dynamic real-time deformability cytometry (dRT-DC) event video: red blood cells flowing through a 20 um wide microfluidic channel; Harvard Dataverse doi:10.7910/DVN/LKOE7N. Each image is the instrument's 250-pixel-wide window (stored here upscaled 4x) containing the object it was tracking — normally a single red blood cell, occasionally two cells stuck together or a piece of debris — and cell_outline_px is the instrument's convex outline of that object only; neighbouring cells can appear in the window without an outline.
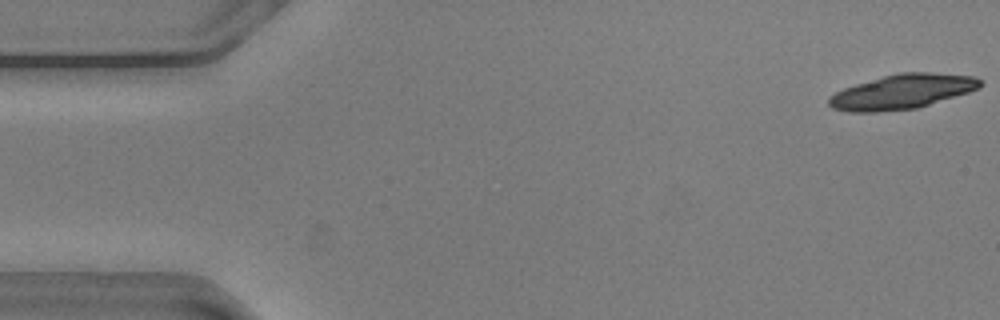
{"species": "common noctule bat (a hibernating species)", "species_latin": "Nyctalus noctula", "temperature_condition": "warm", "stored_images_in_passage": 32, "camera_frame_rate_fps": 3000, "um_per_image_px": 0.085, "animal": {"sex": "male", "body_mass_g": 20.5, "forearm_length_mm": 52.5}, "frame": {"image": 1, "passage_image": 1, "time_ms": 0.0, "image_size_px": [1000, 320], "cell_outline_px": [[984, 84], [980, 88], [968, 92], [916, 108], [876, 112], [848, 112], [832, 108], [828, 104], [828, 96], [844, 88], [856, 84], [896, 72], [932, 72], [976, 76]], "centroid_in_image_um": [76.68, 7.78], "position_along_channel_um": 8.3, "area_um2": 30.58}}
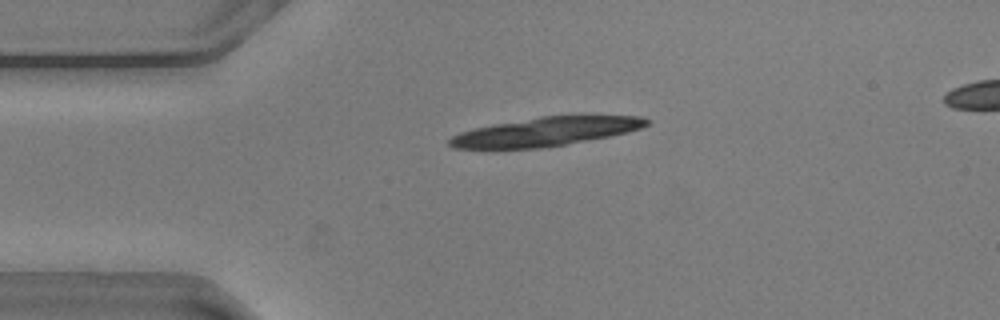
{"frame": {"image": 2, "passage_image": 12, "time_ms": 3.667, "image_size_px": [1000, 320], "cell_outline_px": [[652, 120], [648, 124], [640, 128], [628, 132], [608, 136], [564, 144], [540, 148], [452, 148], [448, 144], [448, 140], [452, 136], [460, 132], [476, 128], [496, 124], [540, 116], [644, 116]], "centroid_in_image_um": [46.4, 11.18], "position_along_channel_um": 38.6, "area_um2": 32.48}}